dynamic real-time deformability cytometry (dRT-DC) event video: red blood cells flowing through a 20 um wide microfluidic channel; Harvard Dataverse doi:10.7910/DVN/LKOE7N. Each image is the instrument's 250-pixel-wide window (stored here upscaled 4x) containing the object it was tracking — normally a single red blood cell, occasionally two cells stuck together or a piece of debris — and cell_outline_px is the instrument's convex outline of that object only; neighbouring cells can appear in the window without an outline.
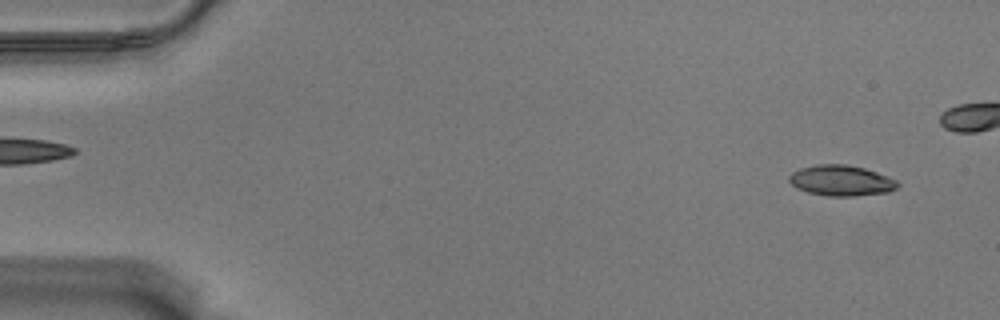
{"species": "Egyptian fruit bat (a non-hibernating species)", "species_latin": "Rousettus aegyptiacus", "temperature_condition": "warm", "stored_images_in_passage": 49, "camera_frame_rate_fps": 3000, "um_per_image_px": 0.085, "animal": {"sex": "male"}, "frame": {"image": 1, "passage_image": 2, "time_ms": 0.333, "image_size_px": [1000, 320], "cell_outline_px": [[900, 184], [896, 188], [888, 192], [852, 196], [828, 196], [808, 192], [796, 188], [788, 180], [788, 176], [792, 172], [800, 168], [816, 164], [848, 164], [864, 168], [888, 176], [896, 180]], "centroid_in_image_um": [71.48, 15.34], "position_along_channel_um": 13.5, "area_um2": 19.42}}
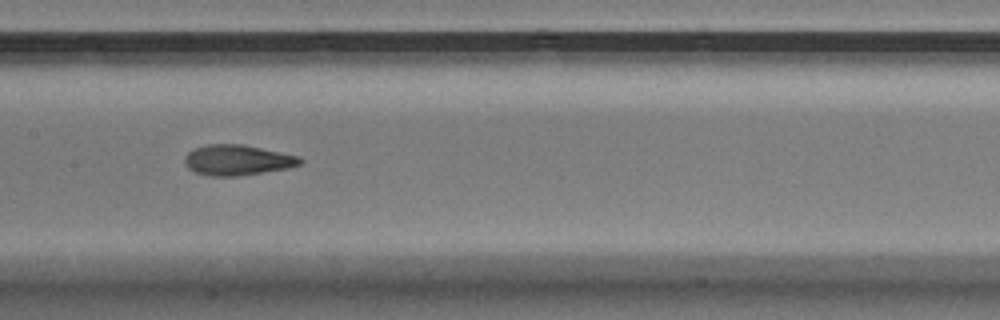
{"frame": {"image": 2, "passage_image": 27, "time_ms": 8.667, "image_size_px": [1000, 320], "cell_outline_px": [[304, 160], [300, 164], [288, 168], [240, 176], [212, 176], [196, 172], [188, 168], [184, 164], [184, 156], [188, 152], [196, 148], [208, 144], [244, 144], [300, 156]], "centroid_in_image_um": [20.19, 13.6], "position_along_channel_um": 187.2, "area_um2": 20.58}}
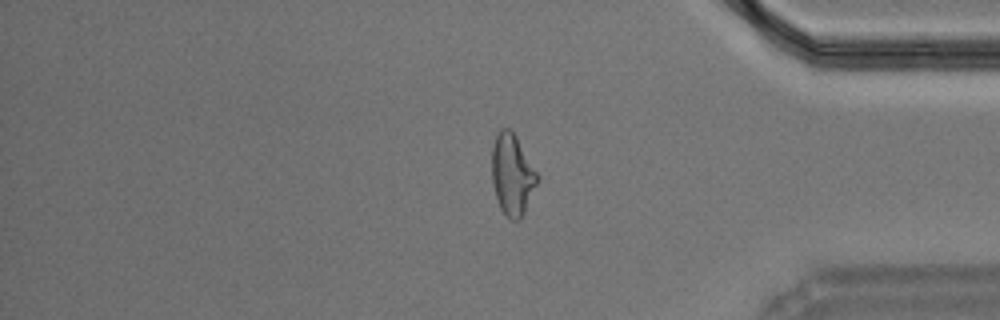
{"frame": {"image": 3, "passage_image": 46, "time_ms": 15.0, "image_size_px": [1000, 320], "cell_outline_px": [[540, 180], [520, 220], [512, 220], [500, 208], [496, 196], [492, 180], [492, 144], [496, 132], [500, 128], [508, 128], [516, 136], [540, 176]], "centroid_in_image_um": [43.55, 14.81], "position_along_channel_um": 391.6, "area_um2": 21.62}, "authors_computed_cell_mechanics": {"area_um2": 20.1144, "velocity_mm_per_s": 3.5452, "shape_relaxation_time_tau1_ms": 4.7513, "shape_relaxation_time_tau2_ms": 1.1819, "deformation_change_tau1": 0.1949, "deformation_change_tau2": 0.0871}}